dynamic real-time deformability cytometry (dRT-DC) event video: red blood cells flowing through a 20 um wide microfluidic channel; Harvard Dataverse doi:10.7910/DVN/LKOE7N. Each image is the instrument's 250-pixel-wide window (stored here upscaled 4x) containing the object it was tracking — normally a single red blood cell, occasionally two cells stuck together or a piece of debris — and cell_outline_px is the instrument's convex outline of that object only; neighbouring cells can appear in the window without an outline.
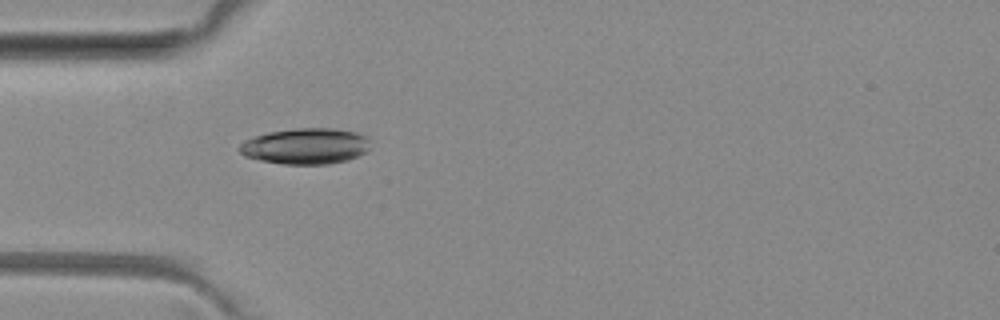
{"species": "common noctule bat (a hibernating species)", "species_latin": "Nyctalus noctula", "temperature_condition": "room temperature", "stored_images_in_passage": 2, "camera_frame_rate_fps": 3000, "um_per_image_px": 0.085, "animal": {"sex": "female", "body_mass_g": 29.2, "forearm_length_mm": 56.3}, "frame": {"image": 1, "passage_image": 2, "time_ms": 1.333, "image_size_px": [1000, 320], "cell_outline_px": [[368, 148], [364, 152], [348, 160], [328, 164], [284, 164], [260, 160], [244, 156], [240, 152], [240, 144], [244, 140], [268, 132], [296, 128], [332, 128], [356, 132], [368, 136]], "centroid_in_image_um": [25.97, 12.42], "position_along_channel_um": 59.0, "area_um2": 27.28}}